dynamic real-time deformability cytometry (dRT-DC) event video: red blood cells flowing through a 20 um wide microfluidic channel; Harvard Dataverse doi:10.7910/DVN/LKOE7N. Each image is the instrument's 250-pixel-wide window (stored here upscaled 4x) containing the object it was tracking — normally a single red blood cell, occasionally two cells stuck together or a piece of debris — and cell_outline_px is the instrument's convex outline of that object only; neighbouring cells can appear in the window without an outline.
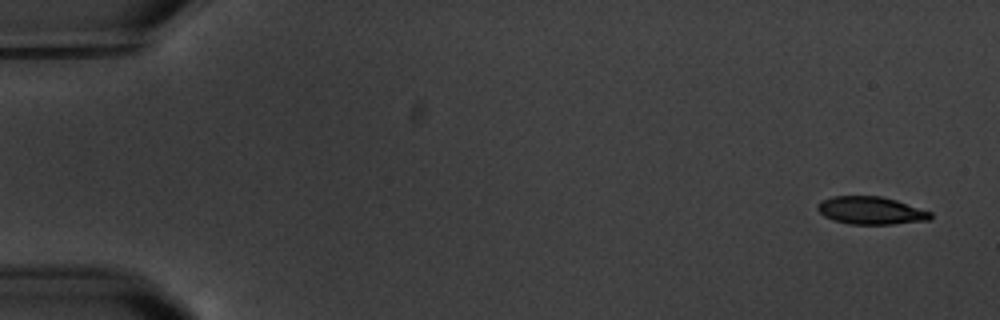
{"species": "common noctule bat (a hibernating species)", "species_latin": "Nyctalus noctula", "temperature_condition": "warm", "stored_images_in_passage": 6, "camera_frame_rate_fps": 3000, "um_per_image_px": 0.085, "animal": {"sex": "male", "body_mass_g": 20.1, "forearm_length_mm": 53.5}, "frame": {"image": 1, "passage_image": 1, "time_ms": 0.0, "image_size_px": [1000, 320], "cell_outline_px": [[932, 216], [928, 220], [892, 224], [848, 224], [832, 220], [824, 216], [816, 208], [820, 200], [832, 196], [880, 196], [896, 200], [932, 212]], "centroid_in_image_um": [73.99, 17.89], "position_along_channel_um": 11.0, "area_um2": 18.26}}
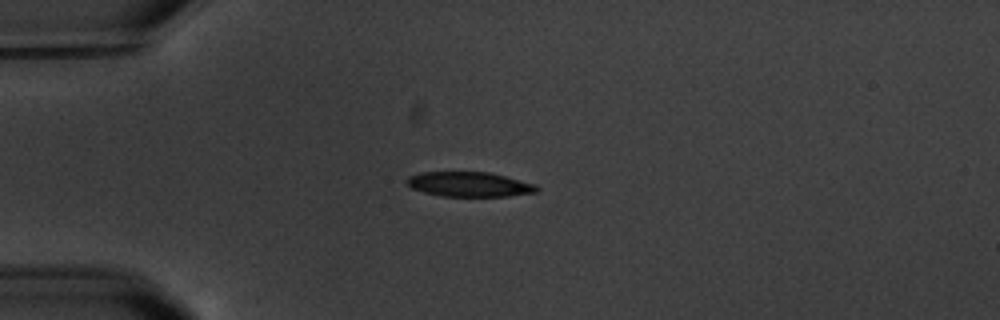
{"frame": {"image": 2, "passage_image": 4, "time_ms": 4.333, "image_size_px": [1000, 320], "cell_outline_px": [[540, 188], [536, 192], [508, 196], [440, 196], [424, 192], [412, 188], [404, 180], [408, 176], [420, 172], [488, 172], [536, 184]], "centroid_in_image_um": [39.87, 15.66], "position_along_channel_um": 45.1, "area_um2": 18.73}}